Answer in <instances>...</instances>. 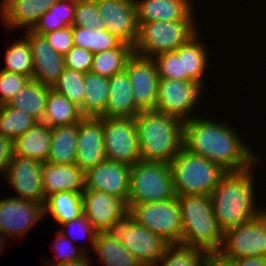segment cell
<instances>
[{
  "instance_id": "obj_1",
  "label": "cell",
  "mask_w": 266,
  "mask_h": 266,
  "mask_svg": "<svg viewBox=\"0 0 266 266\" xmlns=\"http://www.w3.org/2000/svg\"><path fill=\"white\" fill-rule=\"evenodd\" d=\"M236 132L224 122L196 116L184 122L183 148L219 164L227 172L254 167L261 158Z\"/></svg>"
},
{
  "instance_id": "obj_2",
  "label": "cell",
  "mask_w": 266,
  "mask_h": 266,
  "mask_svg": "<svg viewBox=\"0 0 266 266\" xmlns=\"http://www.w3.org/2000/svg\"><path fill=\"white\" fill-rule=\"evenodd\" d=\"M251 168L226 172L210 194L214 216L223 232L256 218L262 212L255 208Z\"/></svg>"
},
{
  "instance_id": "obj_3",
  "label": "cell",
  "mask_w": 266,
  "mask_h": 266,
  "mask_svg": "<svg viewBox=\"0 0 266 266\" xmlns=\"http://www.w3.org/2000/svg\"><path fill=\"white\" fill-rule=\"evenodd\" d=\"M140 160L170 163L183 149V125L179 119L157 110H142L135 117Z\"/></svg>"
},
{
  "instance_id": "obj_4",
  "label": "cell",
  "mask_w": 266,
  "mask_h": 266,
  "mask_svg": "<svg viewBox=\"0 0 266 266\" xmlns=\"http://www.w3.org/2000/svg\"><path fill=\"white\" fill-rule=\"evenodd\" d=\"M182 220L180 244L202 248L210 255L222 245L223 231L218 227L209 195L176 196Z\"/></svg>"
},
{
  "instance_id": "obj_5",
  "label": "cell",
  "mask_w": 266,
  "mask_h": 266,
  "mask_svg": "<svg viewBox=\"0 0 266 266\" xmlns=\"http://www.w3.org/2000/svg\"><path fill=\"white\" fill-rule=\"evenodd\" d=\"M174 192L181 195H209L227 172L219 164L183 148L169 163Z\"/></svg>"
},
{
  "instance_id": "obj_6",
  "label": "cell",
  "mask_w": 266,
  "mask_h": 266,
  "mask_svg": "<svg viewBox=\"0 0 266 266\" xmlns=\"http://www.w3.org/2000/svg\"><path fill=\"white\" fill-rule=\"evenodd\" d=\"M175 197L169 163L139 160L131 166L128 211L136 204L162 202Z\"/></svg>"
},
{
  "instance_id": "obj_7",
  "label": "cell",
  "mask_w": 266,
  "mask_h": 266,
  "mask_svg": "<svg viewBox=\"0 0 266 266\" xmlns=\"http://www.w3.org/2000/svg\"><path fill=\"white\" fill-rule=\"evenodd\" d=\"M137 24L133 51L144 57L153 58L162 52L175 51L198 33L195 21H153Z\"/></svg>"
},
{
  "instance_id": "obj_8",
  "label": "cell",
  "mask_w": 266,
  "mask_h": 266,
  "mask_svg": "<svg viewBox=\"0 0 266 266\" xmlns=\"http://www.w3.org/2000/svg\"><path fill=\"white\" fill-rule=\"evenodd\" d=\"M254 219L223 232L220 250L225 260L266 257V210Z\"/></svg>"
},
{
  "instance_id": "obj_9",
  "label": "cell",
  "mask_w": 266,
  "mask_h": 266,
  "mask_svg": "<svg viewBox=\"0 0 266 266\" xmlns=\"http://www.w3.org/2000/svg\"><path fill=\"white\" fill-rule=\"evenodd\" d=\"M128 215L169 244L180 243L182 220L177 197L162 202L136 204Z\"/></svg>"
},
{
  "instance_id": "obj_10",
  "label": "cell",
  "mask_w": 266,
  "mask_h": 266,
  "mask_svg": "<svg viewBox=\"0 0 266 266\" xmlns=\"http://www.w3.org/2000/svg\"><path fill=\"white\" fill-rule=\"evenodd\" d=\"M203 88L204 86L192 80L159 78L155 110L179 119L183 123L187 122L196 117L192 116L191 112L202 96Z\"/></svg>"
},
{
  "instance_id": "obj_11",
  "label": "cell",
  "mask_w": 266,
  "mask_h": 266,
  "mask_svg": "<svg viewBox=\"0 0 266 266\" xmlns=\"http://www.w3.org/2000/svg\"><path fill=\"white\" fill-rule=\"evenodd\" d=\"M103 141L107 160L130 166L140 160L135 118H103Z\"/></svg>"
},
{
  "instance_id": "obj_12",
  "label": "cell",
  "mask_w": 266,
  "mask_h": 266,
  "mask_svg": "<svg viewBox=\"0 0 266 266\" xmlns=\"http://www.w3.org/2000/svg\"><path fill=\"white\" fill-rule=\"evenodd\" d=\"M114 232L142 266L156 264L169 245L161 236L150 232L129 215L115 227Z\"/></svg>"
},
{
  "instance_id": "obj_13",
  "label": "cell",
  "mask_w": 266,
  "mask_h": 266,
  "mask_svg": "<svg viewBox=\"0 0 266 266\" xmlns=\"http://www.w3.org/2000/svg\"><path fill=\"white\" fill-rule=\"evenodd\" d=\"M83 214L98 232L114 231L127 216L126 203L101 191H83Z\"/></svg>"
},
{
  "instance_id": "obj_14",
  "label": "cell",
  "mask_w": 266,
  "mask_h": 266,
  "mask_svg": "<svg viewBox=\"0 0 266 266\" xmlns=\"http://www.w3.org/2000/svg\"><path fill=\"white\" fill-rule=\"evenodd\" d=\"M125 70L136 105L141 110H155L159 82L155 60L134 53L127 61Z\"/></svg>"
},
{
  "instance_id": "obj_15",
  "label": "cell",
  "mask_w": 266,
  "mask_h": 266,
  "mask_svg": "<svg viewBox=\"0 0 266 266\" xmlns=\"http://www.w3.org/2000/svg\"><path fill=\"white\" fill-rule=\"evenodd\" d=\"M131 166L105 160L85 172L84 191H101L122 199H128Z\"/></svg>"
},
{
  "instance_id": "obj_16",
  "label": "cell",
  "mask_w": 266,
  "mask_h": 266,
  "mask_svg": "<svg viewBox=\"0 0 266 266\" xmlns=\"http://www.w3.org/2000/svg\"><path fill=\"white\" fill-rule=\"evenodd\" d=\"M106 30L123 43L134 45L138 24L135 0H96Z\"/></svg>"
},
{
  "instance_id": "obj_17",
  "label": "cell",
  "mask_w": 266,
  "mask_h": 266,
  "mask_svg": "<svg viewBox=\"0 0 266 266\" xmlns=\"http://www.w3.org/2000/svg\"><path fill=\"white\" fill-rule=\"evenodd\" d=\"M43 217L42 203L15 196L0 200V232L4 236H22Z\"/></svg>"
},
{
  "instance_id": "obj_18",
  "label": "cell",
  "mask_w": 266,
  "mask_h": 266,
  "mask_svg": "<svg viewBox=\"0 0 266 266\" xmlns=\"http://www.w3.org/2000/svg\"><path fill=\"white\" fill-rule=\"evenodd\" d=\"M42 161L13 155L5 177L17 192L16 198L44 205Z\"/></svg>"
},
{
  "instance_id": "obj_19",
  "label": "cell",
  "mask_w": 266,
  "mask_h": 266,
  "mask_svg": "<svg viewBox=\"0 0 266 266\" xmlns=\"http://www.w3.org/2000/svg\"><path fill=\"white\" fill-rule=\"evenodd\" d=\"M75 163L84 171L106 160L103 141V117H83L77 134Z\"/></svg>"
},
{
  "instance_id": "obj_20",
  "label": "cell",
  "mask_w": 266,
  "mask_h": 266,
  "mask_svg": "<svg viewBox=\"0 0 266 266\" xmlns=\"http://www.w3.org/2000/svg\"><path fill=\"white\" fill-rule=\"evenodd\" d=\"M32 53V79L52 87L64 70V58L56 52L43 35L25 30Z\"/></svg>"
},
{
  "instance_id": "obj_21",
  "label": "cell",
  "mask_w": 266,
  "mask_h": 266,
  "mask_svg": "<svg viewBox=\"0 0 266 266\" xmlns=\"http://www.w3.org/2000/svg\"><path fill=\"white\" fill-rule=\"evenodd\" d=\"M41 177L43 180L44 202L52 194L61 191L83 193L85 188V172L76 163L66 165L43 161Z\"/></svg>"
},
{
  "instance_id": "obj_22",
  "label": "cell",
  "mask_w": 266,
  "mask_h": 266,
  "mask_svg": "<svg viewBox=\"0 0 266 266\" xmlns=\"http://www.w3.org/2000/svg\"><path fill=\"white\" fill-rule=\"evenodd\" d=\"M58 0H3L0 18L6 29L31 30L39 18Z\"/></svg>"
},
{
  "instance_id": "obj_23",
  "label": "cell",
  "mask_w": 266,
  "mask_h": 266,
  "mask_svg": "<svg viewBox=\"0 0 266 266\" xmlns=\"http://www.w3.org/2000/svg\"><path fill=\"white\" fill-rule=\"evenodd\" d=\"M137 23L195 21L191 0H135Z\"/></svg>"
},
{
  "instance_id": "obj_24",
  "label": "cell",
  "mask_w": 266,
  "mask_h": 266,
  "mask_svg": "<svg viewBox=\"0 0 266 266\" xmlns=\"http://www.w3.org/2000/svg\"><path fill=\"white\" fill-rule=\"evenodd\" d=\"M142 110L136 105L126 70L109 77V100L103 118H135Z\"/></svg>"
},
{
  "instance_id": "obj_25",
  "label": "cell",
  "mask_w": 266,
  "mask_h": 266,
  "mask_svg": "<svg viewBox=\"0 0 266 266\" xmlns=\"http://www.w3.org/2000/svg\"><path fill=\"white\" fill-rule=\"evenodd\" d=\"M14 155L46 161L51 147V128L36 122L23 135L13 141Z\"/></svg>"
},
{
  "instance_id": "obj_26",
  "label": "cell",
  "mask_w": 266,
  "mask_h": 266,
  "mask_svg": "<svg viewBox=\"0 0 266 266\" xmlns=\"http://www.w3.org/2000/svg\"><path fill=\"white\" fill-rule=\"evenodd\" d=\"M79 123L51 128V147L46 161L52 164H75Z\"/></svg>"
},
{
  "instance_id": "obj_27",
  "label": "cell",
  "mask_w": 266,
  "mask_h": 266,
  "mask_svg": "<svg viewBox=\"0 0 266 266\" xmlns=\"http://www.w3.org/2000/svg\"><path fill=\"white\" fill-rule=\"evenodd\" d=\"M92 247L97 252L100 262L106 266H142L122 245L114 231L97 232Z\"/></svg>"
},
{
  "instance_id": "obj_28",
  "label": "cell",
  "mask_w": 266,
  "mask_h": 266,
  "mask_svg": "<svg viewBox=\"0 0 266 266\" xmlns=\"http://www.w3.org/2000/svg\"><path fill=\"white\" fill-rule=\"evenodd\" d=\"M50 86L31 79L12 99L9 107L23 110L37 122H42Z\"/></svg>"
},
{
  "instance_id": "obj_29",
  "label": "cell",
  "mask_w": 266,
  "mask_h": 266,
  "mask_svg": "<svg viewBox=\"0 0 266 266\" xmlns=\"http://www.w3.org/2000/svg\"><path fill=\"white\" fill-rule=\"evenodd\" d=\"M85 94L80 108L83 117H101L109 100V77L88 72L85 74Z\"/></svg>"
},
{
  "instance_id": "obj_30",
  "label": "cell",
  "mask_w": 266,
  "mask_h": 266,
  "mask_svg": "<svg viewBox=\"0 0 266 266\" xmlns=\"http://www.w3.org/2000/svg\"><path fill=\"white\" fill-rule=\"evenodd\" d=\"M198 37L196 33L175 52L181 56L182 75H187L192 81L203 86L202 79L208 66V52Z\"/></svg>"
},
{
  "instance_id": "obj_31",
  "label": "cell",
  "mask_w": 266,
  "mask_h": 266,
  "mask_svg": "<svg viewBox=\"0 0 266 266\" xmlns=\"http://www.w3.org/2000/svg\"><path fill=\"white\" fill-rule=\"evenodd\" d=\"M80 108L68 100L64 95L58 94L52 88L48 92L45 105V114L42 122L50 128L62 125L79 123L82 120Z\"/></svg>"
},
{
  "instance_id": "obj_32",
  "label": "cell",
  "mask_w": 266,
  "mask_h": 266,
  "mask_svg": "<svg viewBox=\"0 0 266 266\" xmlns=\"http://www.w3.org/2000/svg\"><path fill=\"white\" fill-rule=\"evenodd\" d=\"M44 216L50 213L53 220L63 224L83 214L82 193L61 191L45 199Z\"/></svg>"
},
{
  "instance_id": "obj_33",
  "label": "cell",
  "mask_w": 266,
  "mask_h": 266,
  "mask_svg": "<svg viewBox=\"0 0 266 266\" xmlns=\"http://www.w3.org/2000/svg\"><path fill=\"white\" fill-rule=\"evenodd\" d=\"M75 14V0H58L46 11L31 31L38 35L72 26Z\"/></svg>"
},
{
  "instance_id": "obj_34",
  "label": "cell",
  "mask_w": 266,
  "mask_h": 266,
  "mask_svg": "<svg viewBox=\"0 0 266 266\" xmlns=\"http://www.w3.org/2000/svg\"><path fill=\"white\" fill-rule=\"evenodd\" d=\"M133 54V46L126 43L117 48L95 53L90 72L111 77L125 70L127 61Z\"/></svg>"
},
{
  "instance_id": "obj_35",
  "label": "cell",
  "mask_w": 266,
  "mask_h": 266,
  "mask_svg": "<svg viewBox=\"0 0 266 266\" xmlns=\"http://www.w3.org/2000/svg\"><path fill=\"white\" fill-rule=\"evenodd\" d=\"M210 254L202 248L183 244H169L164 255L152 266H204ZM158 264V265H157Z\"/></svg>"
},
{
  "instance_id": "obj_36",
  "label": "cell",
  "mask_w": 266,
  "mask_h": 266,
  "mask_svg": "<svg viewBox=\"0 0 266 266\" xmlns=\"http://www.w3.org/2000/svg\"><path fill=\"white\" fill-rule=\"evenodd\" d=\"M37 121L23 110L0 105V134L13 141L23 135Z\"/></svg>"
},
{
  "instance_id": "obj_37",
  "label": "cell",
  "mask_w": 266,
  "mask_h": 266,
  "mask_svg": "<svg viewBox=\"0 0 266 266\" xmlns=\"http://www.w3.org/2000/svg\"><path fill=\"white\" fill-rule=\"evenodd\" d=\"M84 81L85 73L64 67L63 72L51 88L81 108L85 94Z\"/></svg>"
},
{
  "instance_id": "obj_38",
  "label": "cell",
  "mask_w": 266,
  "mask_h": 266,
  "mask_svg": "<svg viewBox=\"0 0 266 266\" xmlns=\"http://www.w3.org/2000/svg\"><path fill=\"white\" fill-rule=\"evenodd\" d=\"M19 40L7 48L6 66L2 70L28 76L32 79V53L29 41L25 37Z\"/></svg>"
},
{
  "instance_id": "obj_39",
  "label": "cell",
  "mask_w": 266,
  "mask_h": 266,
  "mask_svg": "<svg viewBox=\"0 0 266 266\" xmlns=\"http://www.w3.org/2000/svg\"><path fill=\"white\" fill-rule=\"evenodd\" d=\"M72 26L91 28L93 30L105 28L96 0H75V14Z\"/></svg>"
},
{
  "instance_id": "obj_40",
  "label": "cell",
  "mask_w": 266,
  "mask_h": 266,
  "mask_svg": "<svg viewBox=\"0 0 266 266\" xmlns=\"http://www.w3.org/2000/svg\"><path fill=\"white\" fill-rule=\"evenodd\" d=\"M153 59L157 66L159 78L179 81L191 80L187 75H182L181 56H178L175 51L159 53Z\"/></svg>"
},
{
  "instance_id": "obj_41",
  "label": "cell",
  "mask_w": 266,
  "mask_h": 266,
  "mask_svg": "<svg viewBox=\"0 0 266 266\" xmlns=\"http://www.w3.org/2000/svg\"><path fill=\"white\" fill-rule=\"evenodd\" d=\"M57 239L54 244V250H56L58 254H56V258L53 264H59L64 262H70L73 260H79L84 258L87 255V251L84 247L75 248L74 244L71 243L70 236L65 232V229L57 232ZM69 238V239H68ZM67 241V242H64ZM67 243V244H66ZM66 244V246H64ZM66 248V249H65Z\"/></svg>"
},
{
  "instance_id": "obj_42",
  "label": "cell",
  "mask_w": 266,
  "mask_h": 266,
  "mask_svg": "<svg viewBox=\"0 0 266 266\" xmlns=\"http://www.w3.org/2000/svg\"><path fill=\"white\" fill-rule=\"evenodd\" d=\"M30 80L28 76L0 70V105L7 104Z\"/></svg>"
},
{
  "instance_id": "obj_43",
  "label": "cell",
  "mask_w": 266,
  "mask_h": 266,
  "mask_svg": "<svg viewBox=\"0 0 266 266\" xmlns=\"http://www.w3.org/2000/svg\"><path fill=\"white\" fill-rule=\"evenodd\" d=\"M93 55L89 50L73 46L63 56L64 67L86 74L91 70Z\"/></svg>"
},
{
  "instance_id": "obj_44",
  "label": "cell",
  "mask_w": 266,
  "mask_h": 266,
  "mask_svg": "<svg viewBox=\"0 0 266 266\" xmlns=\"http://www.w3.org/2000/svg\"><path fill=\"white\" fill-rule=\"evenodd\" d=\"M49 45L64 56L73 46L72 26H67L50 33L43 34Z\"/></svg>"
},
{
  "instance_id": "obj_45",
  "label": "cell",
  "mask_w": 266,
  "mask_h": 266,
  "mask_svg": "<svg viewBox=\"0 0 266 266\" xmlns=\"http://www.w3.org/2000/svg\"><path fill=\"white\" fill-rule=\"evenodd\" d=\"M123 42L106 29H97L94 32L93 54L119 47Z\"/></svg>"
},
{
  "instance_id": "obj_46",
  "label": "cell",
  "mask_w": 266,
  "mask_h": 266,
  "mask_svg": "<svg viewBox=\"0 0 266 266\" xmlns=\"http://www.w3.org/2000/svg\"><path fill=\"white\" fill-rule=\"evenodd\" d=\"M78 225V226H77ZM61 226L63 227H67V228H71L70 230L72 231V235H73V230L75 229L74 226L78 227V232L80 233H83L84 234H88L89 236V242H91V246L94 244L95 242V238H96V235H97V230L91 225V223L89 222V220L87 219V217L82 214L80 215L79 217L75 218V219H72L71 221H68L66 223H63L61 224ZM73 229V230H72ZM77 231V230H76ZM75 232V230H74ZM75 237V235L73 236Z\"/></svg>"
},
{
  "instance_id": "obj_47",
  "label": "cell",
  "mask_w": 266,
  "mask_h": 266,
  "mask_svg": "<svg viewBox=\"0 0 266 266\" xmlns=\"http://www.w3.org/2000/svg\"><path fill=\"white\" fill-rule=\"evenodd\" d=\"M72 32L74 46L91 51L95 30L80 26H72Z\"/></svg>"
},
{
  "instance_id": "obj_48",
  "label": "cell",
  "mask_w": 266,
  "mask_h": 266,
  "mask_svg": "<svg viewBox=\"0 0 266 266\" xmlns=\"http://www.w3.org/2000/svg\"><path fill=\"white\" fill-rule=\"evenodd\" d=\"M13 155V140L0 134V173H7Z\"/></svg>"
},
{
  "instance_id": "obj_49",
  "label": "cell",
  "mask_w": 266,
  "mask_h": 266,
  "mask_svg": "<svg viewBox=\"0 0 266 266\" xmlns=\"http://www.w3.org/2000/svg\"><path fill=\"white\" fill-rule=\"evenodd\" d=\"M230 261L235 266H266V257L239 258Z\"/></svg>"
},
{
  "instance_id": "obj_50",
  "label": "cell",
  "mask_w": 266,
  "mask_h": 266,
  "mask_svg": "<svg viewBox=\"0 0 266 266\" xmlns=\"http://www.w3.org/2000/svg\"><path fill=\"white\" fill-rule=\"evenodd\" d=\"M88 257L89 255L87 254L84 258L79 259V260H73L70 262H64V263H59V264H53V261L52 263L48 261L46 264L47 266H90V260Z\"/></svg>"
},
{
  "instance_id": "obj_51",
  "label": "cell",
  "mask_w": 266,
  "mask_h": 266,
  "mask_svg": "<svg viewBox=\"0 0 266 266\" xmlns=\"http://www.w3.org/2000/svg\"><path fill=\"white\" fill-rule=\"evenodd\" d=\"M204 266H218V255L211 254L209 260L204 264Z\"/></svg>"
},
{
  "instance_id": "obj_52",
  "label": "cell",
  "mask_w": 266,
  "mask_h": 266,
  "mask_svg": "<svg viewBox=\"0 0 266 266\" xmlns=\"http://www.w3.org/2000/svg\"><path fill=\"white\" fill-rule=\"evenodd\" d=\"M218 266H235L231 261L225 260L218 256Z\"/></svg>"
},
{
  "instance_id": "obj_53",
  "label": "cell",
  "mask_w": 266,
  "mask_h": 266,
  "mask_svg": "<svg viewBox=\"0 0 266 266\" xmlns=\"http://www.w3.org/2000/svg\"><path fill=\"white\" fill-rule=\"evenodd\" d=\"M6 236H4L1 232H0V254L3 250V245L5 244V240H6ZM4 242V243H3Z\"/></svg>"
}]
</instances>
